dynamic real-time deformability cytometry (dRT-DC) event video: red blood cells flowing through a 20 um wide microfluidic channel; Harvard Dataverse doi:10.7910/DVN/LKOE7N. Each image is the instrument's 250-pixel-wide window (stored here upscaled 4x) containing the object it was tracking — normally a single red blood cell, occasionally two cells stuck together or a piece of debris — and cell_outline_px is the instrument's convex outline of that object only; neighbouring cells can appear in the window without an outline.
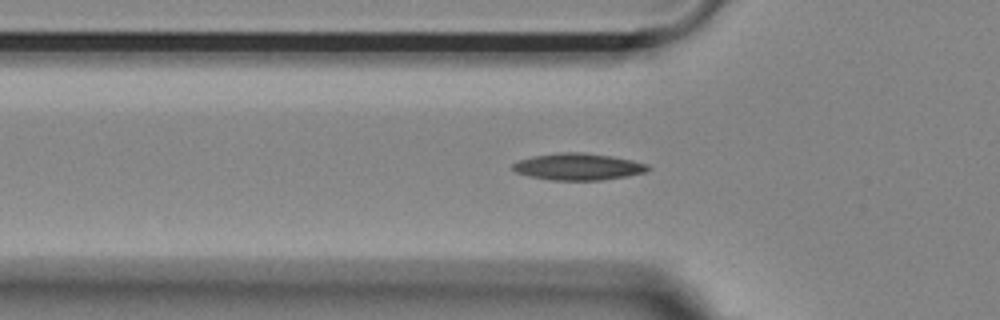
{"species": "Egyptian fruit bat (a non-hibernating species)", "species_latin": "Rousettus aegyptiacus", "temperature_condition": "room temperature", "stored_images_in_passage": 53, "segment_of_instrument_passage": [1, 2], "camera_frame_rate_fps": 3000, "um_per_image_px": 0.085, "animal": {"sex": "female"}, "frame": {"image": 1, "passage_image": 16, "time_ms": 5.0, "image_size_px": [1000, 320], "cell_outline_px": [[652, 168], [644, 172], [628, 176], [600, 180], [552, 180], [528, 176], [516, 172], [512, 168], [512, 164], [520, 160], [532, 156], [560, 152], [584, 152], [612, 156], [632, 160], [648, 164]], "centroid_in_image_um": [49.15, 14.16], "position_along_channel_um": 76.6, "area_um2": 21.15}}
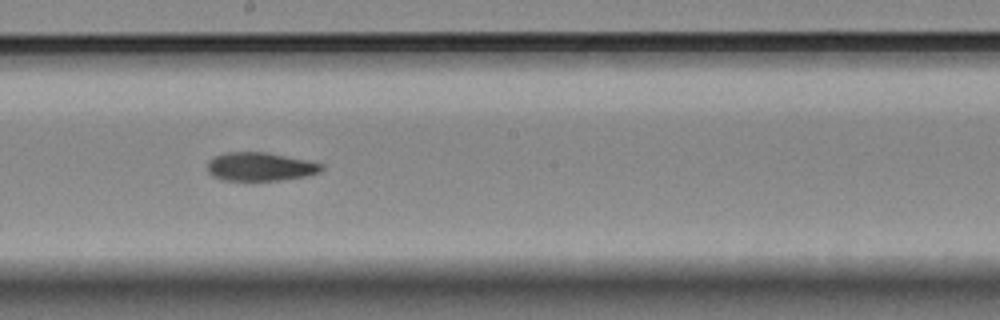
{"frame": {"image": 2, "passage_image": 28, "time_ms": 9.0, "image_size_px": [1000, 320], "cell_outline_px": [[324, 168], [320, 172], [304, 176], [280, 180], [224, 180], [212, 176], [208, 172], [208, 160], [224, 152], [268, 152], [308, 160], [324, 164]], "centroid_in_image_um": [22.13, 14.15], "position_along_channel_um": 226.1, "area_um2": 19.02}}
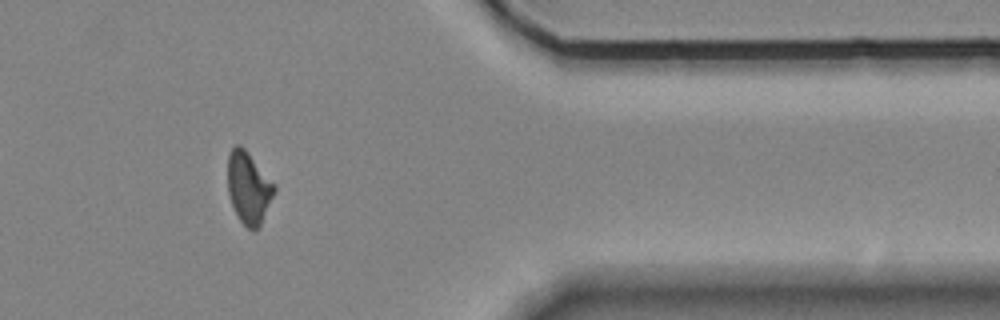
{"frame": {"image": 3, "passage_image": 43, "time_ms": 14.0, "image_size_px": [1000, 320], "cell_outline_px": [[276, 188], [260, 224], [256, 228], [248, 228], [240, 220], [232, 204], [228, 192], [228, 156], [232, 148], [236, 144], [240, 144], [248, 152], [276, 184]], "centroid_in_image_um": [21.13, 15.89], "position_along_channel_um": 390.3, "area_um2": 19.13}}